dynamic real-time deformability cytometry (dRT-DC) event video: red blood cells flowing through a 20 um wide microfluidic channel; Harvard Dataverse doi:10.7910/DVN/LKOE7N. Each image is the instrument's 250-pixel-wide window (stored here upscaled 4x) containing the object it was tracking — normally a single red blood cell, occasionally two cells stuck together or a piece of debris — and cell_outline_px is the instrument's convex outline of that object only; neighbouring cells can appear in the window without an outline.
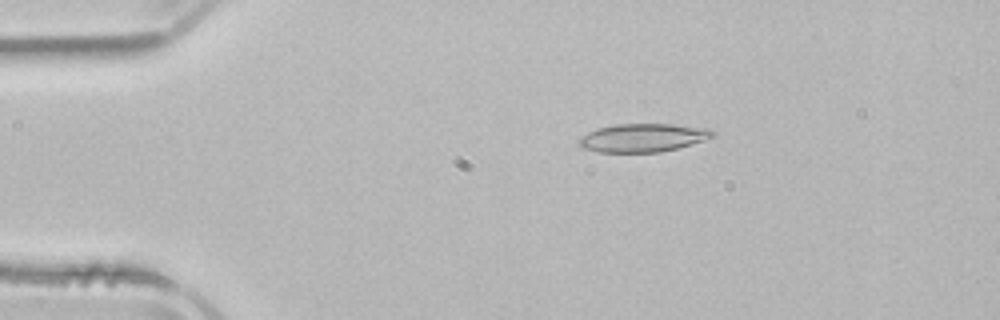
{"species": "common noctule bat (a hibernating species)", "species_latin": "Nyctalus noctula", "temperature_condition": "room temperature", "stored_images_in_passage": 2, "camera_frame_rate_fps": 3000, "um_per_image_px": 0.085, "animal": {"sex": "male", "body_mass_g": 21.5, "forearm_length_mm": 52.0}, "frame": {"image": 1, "passage_image": 1, "time_ms": 0.0, "image_size_px": [1000, 320], "cell_outline_px": [[716, 136], [704, 140], [676, 148], [660, 152], [596, 152], [580, 148], [576, 140], [588, 132], [596, 128], [616, 124], [672, 124], [712, 128], [716, 132]], "centroid_in_image_um": [54.63, 11.7], "position_along_channel_um": 30.4, "area_um2": 22.37}}